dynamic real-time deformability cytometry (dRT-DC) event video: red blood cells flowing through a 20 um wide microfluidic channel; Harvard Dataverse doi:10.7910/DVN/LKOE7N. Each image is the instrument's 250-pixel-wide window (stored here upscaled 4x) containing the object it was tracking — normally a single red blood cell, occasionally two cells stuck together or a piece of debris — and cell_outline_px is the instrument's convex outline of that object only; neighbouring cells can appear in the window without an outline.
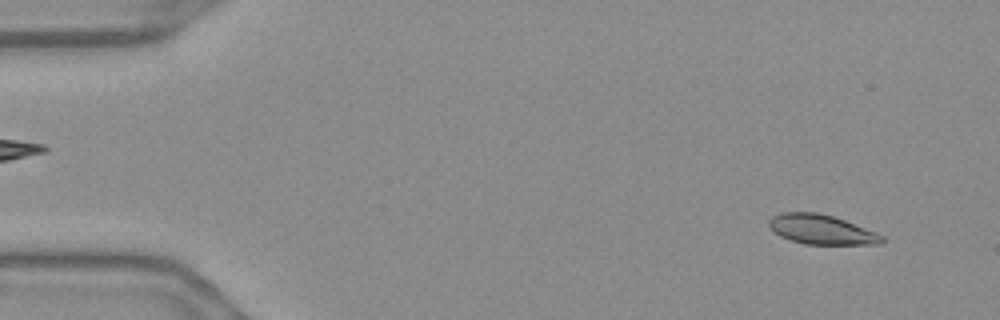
{"species": "Egyptian fruit bat (a non-hibernating species)", "species_latin": "Rousettus aegyptiacus", "temperature_condition": "warm", "stored_images_in_passage": 13, "camera_frame_rate_fps": 3000, "um_per_image_px": 0.085, "frame": {"image": 1, "passage_image": 2, "time_ms": 0.333, "image_size_px": [1000, 320], "cell_outline_px": [[884, 240], [880, 244], [804, 244], [780, 236], [768, 228], [768, 220], [772, 216], [780, 212], [816, 212], [832, 216], [844, 220], [876, 232], [884, 236]], "centroid_in_image_um": [69.78, 19.5], "position_along_channel_um": 15.2, "area_um2": 19.48}}